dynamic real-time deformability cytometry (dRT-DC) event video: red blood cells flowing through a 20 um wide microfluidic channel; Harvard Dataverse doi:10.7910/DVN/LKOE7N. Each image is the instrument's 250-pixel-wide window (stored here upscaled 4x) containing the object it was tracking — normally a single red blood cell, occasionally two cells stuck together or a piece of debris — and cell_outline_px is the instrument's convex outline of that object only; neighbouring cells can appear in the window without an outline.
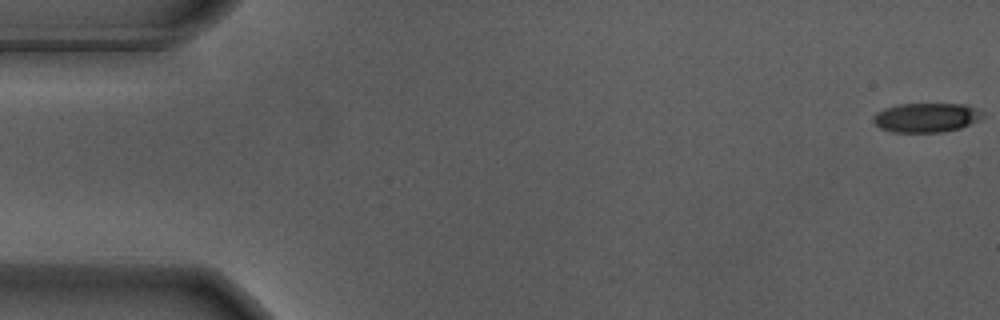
{"species": "Egyptian fruit bat (a non-hibernating species)", "species_latin": "Rousettus aegyptiacus", "temperature_condition": "warm", "stored_images_in_passage": 56, "camera_frame_rate_fps": 3000, "um_per_image_px": 0.085, "animal": {"sex": "male"}, "frame": {"image": 1, "passage_image": 1, "time_ms": 0.0, "image_size_px": [1000, 320], "cell_outline_px": [[984, 116], [980, 120], [972, 124], [960, 128], [944, 132], [892, 132], [880, 128], [872, 120], [872, 116], [876, 112], [884, 108], [900, 104], [964, 104], [976, 108], [984, 112]], "centroid_in_image_um": [78.75, 9.99], "position_along_channel_um": 6.2, "area_um2": 18.9}}
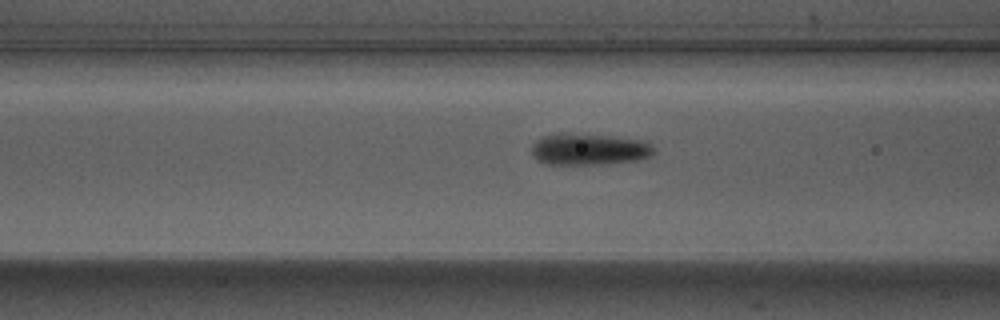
{"frame": {"image": 2, "passage_image": 22, "time_ms": 7.0, "image_size_px": [1000, 320], "cell_outline_px": [[656, 152], [652, 156], [636, 160], [608, 164], [544, 164], [532, 152], [532, 144], [536, 140], [544, 136], [564, 132], [608, 136], [644, 140], [656, 148]], "centroid_in_image_um": [50.12, 12.68], "position_along_channel_um": 116.5, "area_um2": 22.6}}
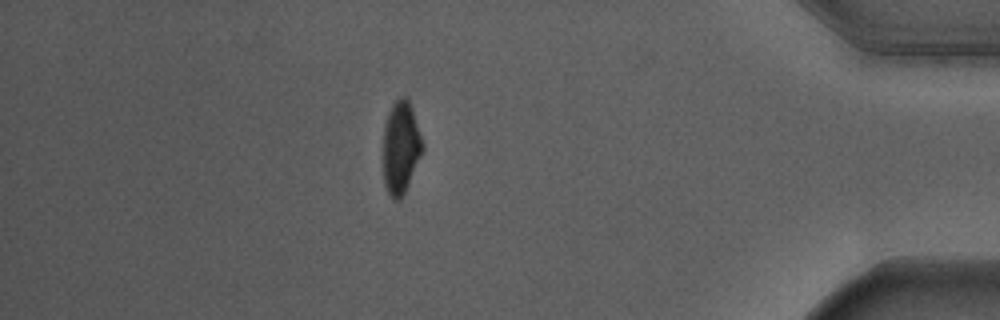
{"frame": {"image": 3, "passage_image": 49, "time_ms": 16.0, "image_size_px": [1000, 320], "cell_outline_px": [[424, 148], [408, 184], [400, 200], [392, 200], [384, 184], [384, 124], [388, 112], [392, 104], [400, 96], [408, 96], [424, 144]], "centroid_in_image_um": [34.07, 12.49], "position_along_channel_um": 401.1, "area_um2": 21.21}, "authors_computed_cell_mechanics": {"area_um2": 21.1837, "velocity_mm_per_s": 3.6748, "shape_relaxation_time_tau1_ms": 2.5168, "shape_relaxation_time_tau2_ms": null, "deformation_change_tau1": 0.1434, "deformation_change_tau2": null}}